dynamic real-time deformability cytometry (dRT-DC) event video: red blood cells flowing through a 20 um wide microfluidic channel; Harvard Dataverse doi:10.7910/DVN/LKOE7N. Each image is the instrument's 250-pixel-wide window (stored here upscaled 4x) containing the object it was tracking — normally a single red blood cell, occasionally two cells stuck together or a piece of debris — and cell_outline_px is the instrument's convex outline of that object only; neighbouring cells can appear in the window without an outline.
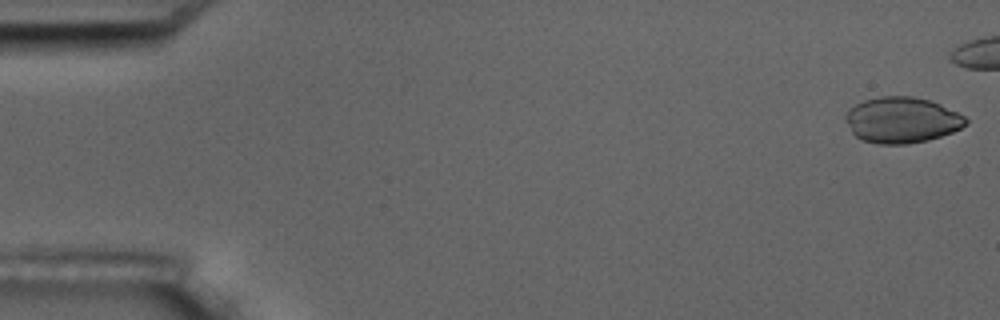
{"species": "common noctule bat (a hibernating species)", "species_latin": "Nyctalus noctula", "temperature_condition": "room temperature", "stored_images_in_passage": 7, "camera_frame_rate_fps": 3000, "um_per_image_px": 0.085, "animal": {"sex": "male", "body_mass_g": 17.5, "forearm_length_mm": 52.3}, "frame": {"image": 1, "passage_image": 1, "time_ms": 0.0, "image_size_px": [1000, 320], "cell_outline_px": [[968, 124], [952, 132], [928, 140], [908, 144], [876, 144], [860, 140], [852, 132], [844, 120], [844, 116], [848, 108], [864, 100], [880, 96], [912, 96], [928, 100], [940, 104], [964, 116], [968, 120]], "centroid_in_image_um": [76.61, 10.21], "position_along_channel_um": 8.4, "area_um2": 32.31}}